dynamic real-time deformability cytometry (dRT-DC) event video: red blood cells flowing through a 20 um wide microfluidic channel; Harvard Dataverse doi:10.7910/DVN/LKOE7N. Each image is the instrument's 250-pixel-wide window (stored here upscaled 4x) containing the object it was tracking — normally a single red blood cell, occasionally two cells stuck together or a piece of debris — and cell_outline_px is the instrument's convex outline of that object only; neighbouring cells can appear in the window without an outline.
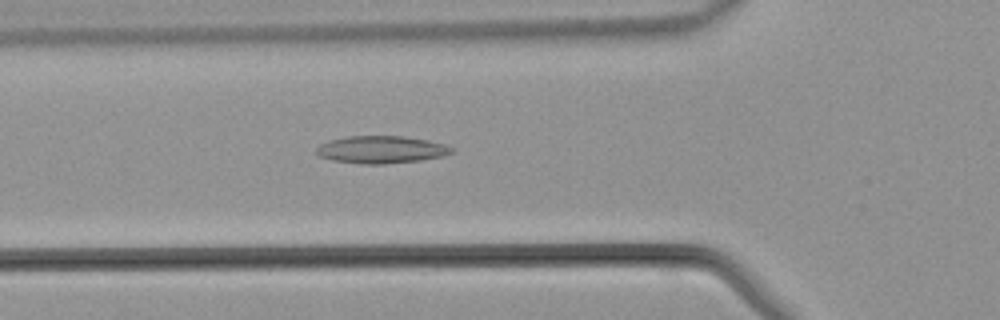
{"species": "common noctule bat (a hibernating species)", "species_latin": "Nyctalus noctula", "temperature_condition": "warm", "stored_images_in_passage": 42, "camera_frame_rate_fps": 3000, "um_per_image_px": 0.085, "animal": {"sex": "male", "body_mass_g": 21.5, "forearm_length_mm": 52.0}, "frame": {"image": 1, "passage_image": 14, "time_ms": 4.333, "image_size_px": [1000, 320], "cell_outline_px": [[456, 148], [452, 152], [444, 156], [420, 160], [384, 164], [364, 164], [332, 160], [320, 156], [316, 152], [316, 148], [320, 144], [332, 140], [348, 136], [404, 136], [428, 140], [444, 144]], "centroid_in_image_um": [32.44, 12.71], "position_along_channel_um": 93.4, "area_um2": 21.56}}
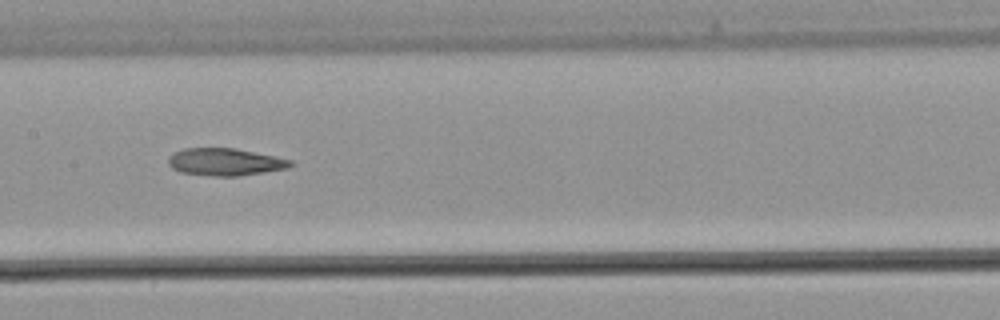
{"frame": {"image": 2, "passage_image": 20, "time_ms": 6.333, "image_size_px": [1000, 320], "cell_outline_px": [[292, 164], [288, 168], [264, 172], [236, 176], [216, 176], [180, 172], [172, 168], [168, 164], [168, 156], [184, 148], [236, 148], [292, 160]], "centroid_in_image_um": [19.11, 13.76], "position_along_channel_um": 188.3, "area_um2": 19.31}}
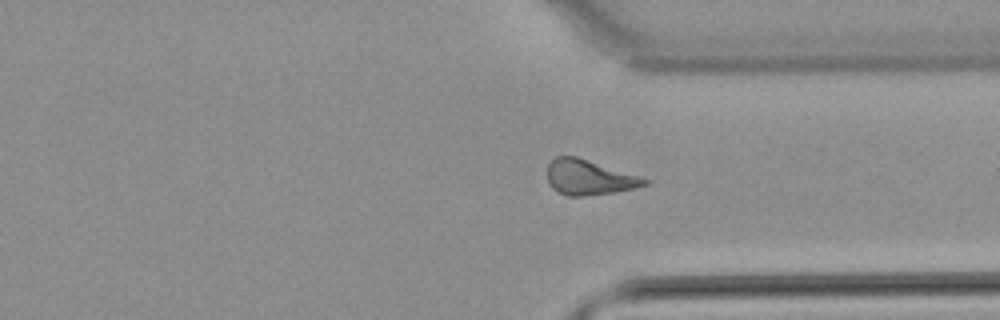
{"frame": {"image": 3, "passage_image": 31, "time_ms": 10.0, "image_size_px": [1000, 320], "cell_outline_px": [[648, 184], [636, 188], [612, 192], [580, 196], [568, 196], [552, 188], [548, 184], [548, 164], [556, 156], [576, 156], [648, 180]], "centroid_in_image_um": [50.01, 15.08], "position_along_channel_um": 361.4, "area_um2": 19.31}}